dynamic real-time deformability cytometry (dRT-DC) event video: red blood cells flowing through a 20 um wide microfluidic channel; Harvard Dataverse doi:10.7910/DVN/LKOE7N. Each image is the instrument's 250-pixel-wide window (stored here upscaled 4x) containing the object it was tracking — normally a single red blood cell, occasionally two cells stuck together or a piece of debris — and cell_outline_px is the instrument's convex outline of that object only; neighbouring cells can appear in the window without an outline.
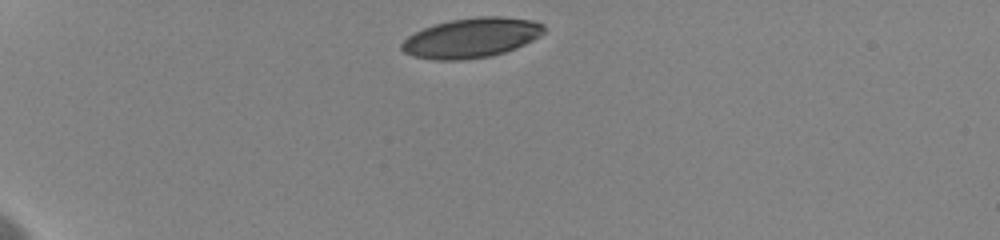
{"species": "human", "species_latin": "Homo sapiens", "temperature_condition": "cold", "stored_images_in_passage": 5, "camera_frame_rate_fps": 3000, "um_per_image_px": 0.085, "donor": {"sex": "female"}, "frame": {"image": 1, "passage_image": 1, "time_ms": 0.0, "image_size_px": [1000, 240], "cell_outline_px": [[544, 32], [540, 36], [516, 48], [492, 56], [460, 60], [436, 60], [412, 56], [404, 52], [400, 48], [400, 44], [408, 36], [424, 28], [448, 20], [480, 16], [500, 16], [532, 20], [544, 24]], "centroid_in_image_um": [40.06, 3.21], "position_along_channel_um": 44.9, "area_um2": 33.0}}